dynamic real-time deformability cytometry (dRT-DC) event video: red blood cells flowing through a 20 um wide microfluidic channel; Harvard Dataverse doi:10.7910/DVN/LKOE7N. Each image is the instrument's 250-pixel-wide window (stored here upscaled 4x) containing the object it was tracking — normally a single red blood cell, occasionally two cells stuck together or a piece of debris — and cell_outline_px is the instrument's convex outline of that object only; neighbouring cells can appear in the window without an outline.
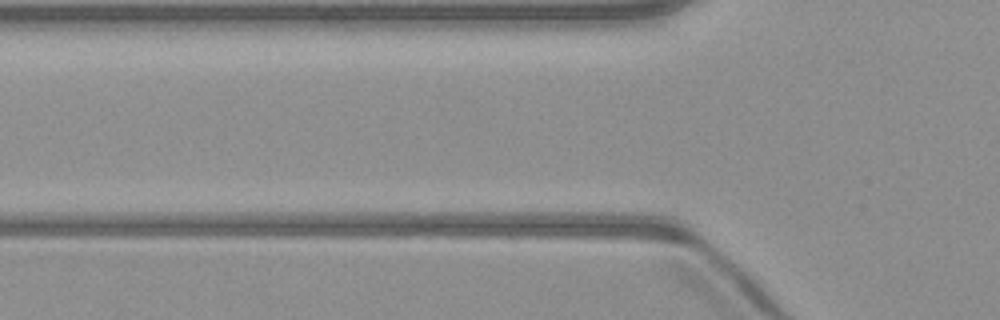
{"species": "common noctule bat (a hibernating species)", "species_latin": "Nyctalus noctula", "temperature_condition": "warm", "stored_images_in_passage": 4, "camera_frame_rate_fps": 3000, "um_per_image_px": 0.085, "animal": {"sex": "male", "body_mass_g": 23.1, "forearm_length_mm": 52.7}, "frame": {"image": 1, "passage_image": 2, "time_ms": 0.333, "image_size_px": [1000, 320], "cell_outline_px": [[716, 288], [712, 288], [564, 260], [564, 256], [572, 252], [676, 256], [688, 260]], "centroid_in_image_um": [54.85, 22.62], "position_along_channel_um": 71.0, "area_um2": 17.98}}